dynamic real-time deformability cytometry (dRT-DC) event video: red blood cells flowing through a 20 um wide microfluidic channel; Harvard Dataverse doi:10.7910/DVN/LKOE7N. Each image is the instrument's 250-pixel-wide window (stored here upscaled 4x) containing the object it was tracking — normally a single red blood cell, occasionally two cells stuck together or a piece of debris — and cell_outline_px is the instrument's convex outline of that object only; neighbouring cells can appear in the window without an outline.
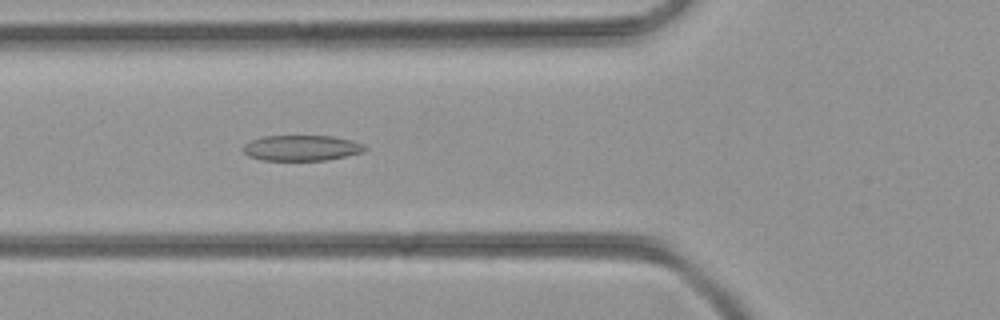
{"species": "common noctule bat (a hibernating species)", "species_latin": "Nyctalus noctula", "temperature_condition": "room temperature", "stored_images_in_passage": 44, "camera_frame_rate_fps": 3000, "um_per_image_px": 0.085, "animal": {"sex": "female", "body_mass_g": 21.9}, "frame": {"image": 1, "passage_image": 16, "time_ms": 5.0, "image_size_px": [1000, 320], "cell_outline_px": [[368, 148], [364, 152], [324, 160], [260, 160], [248, 156], [240, 148], [244, 144], [252, 140], [264, 136], [332, 136], [352, 140], [364, 144]], "centroid_in_image_um": [25.62, 12.57], "position_along_channel_um": 100.2, "area_um2": 18.21}}
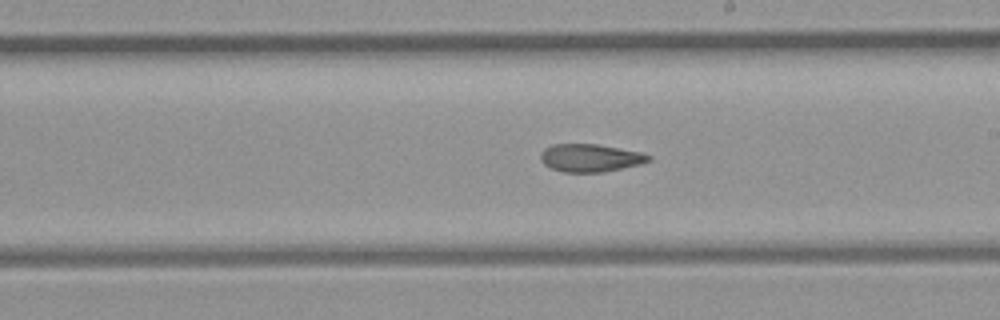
{"frame": {"image": 2, "passage_image": 25, "time_ms": 8.0, "image_size_px": [1000, 320], "cell_outline_px": [[652, 160], [640, 164], [604, 172], [564, 172], [552, 168], [544, 164], [540, 160], [540, 152], [544, 148], [552, 144], [596, 144], [640, 152], [652, 156]], "centroid_in_image_um": [50.16, 13.42], "position_along_channel_um": 238.8, "area_um2": 17.51}}
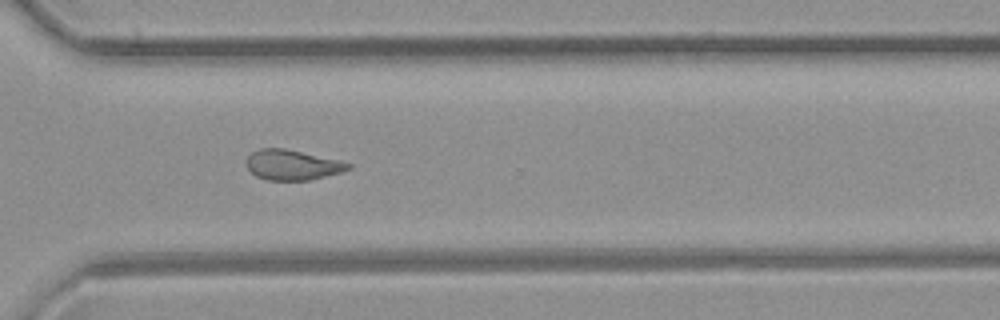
{"frame": {"image": 3, "passage_image": 32, "time_ms": 10.333, "image_size_px": [1000, 320], "cell_outline_px": [[352, 168], [340, 172], [308, 180], [268, 180], [256, 176], [248, 168], [248, 156], [252, 152], [260, 148], [284, 148], [340, 160], [352, 164]], "centroid_in_image_um": [24.87, 14.01], "position_along_channel_um": 345.7, "area_um2": 17.69}}